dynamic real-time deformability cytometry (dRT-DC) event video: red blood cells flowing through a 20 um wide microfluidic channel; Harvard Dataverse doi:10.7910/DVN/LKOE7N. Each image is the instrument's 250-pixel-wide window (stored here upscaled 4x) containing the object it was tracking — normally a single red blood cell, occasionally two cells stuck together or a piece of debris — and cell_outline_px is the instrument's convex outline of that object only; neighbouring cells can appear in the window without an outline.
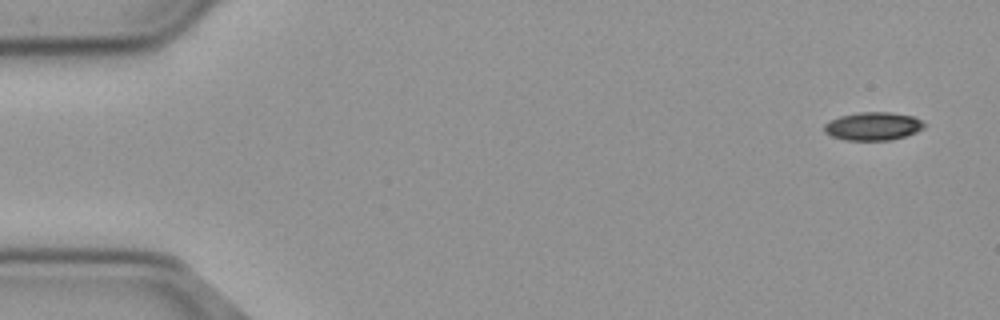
{"species": "common noctule bat (a hibernating species)", "species_latin": "Nyctalus noctula", "temperature_condition": "cold", "stored_images_in_passage": 54, "camera_frame_rate_fps": 3000, "um_per_image_px": 0.085, "animal": {"sex": "male", "body_mass_g": 23.1, "forearm_length_mm": 52.7}, "frame": {"image": 1, "passage_image": 1, "time_ms": 0.0, "image_size_px": [1000, 320], "cell_outline_px": [[924, 128], [916, 132], [892, 140], [848, 140], [832, 136], [824, 132], [824, 124], [828, 120], [840, 116], [860, 112], [892, 112], [912, 116], [920, 120], [924, 124]], "centroid_in_image_um": [74.18, 10.72], "position_along_channel_um": 10.8, "area_um2": 16.36}}
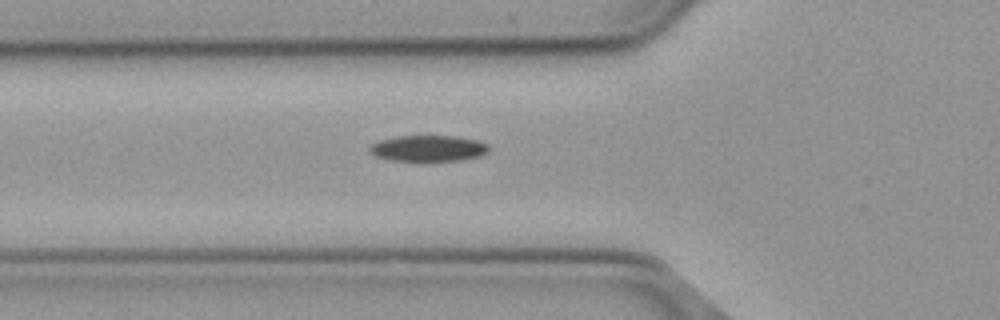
{"frame": {"image": 2, "passage_image": 18, "time_ms": 5.667, "image_size_px": [1000, 320], "cell_outline_px": [[488, 148], [480, 156], [460, 160], [392, 160], [376, 156], [368, 148], [372, 144], [380, 140], [396, 136], [456, 136], [476, 140], [488, 144]], "centroid_in_image_um": [36.39, 12.59], "position_along_channel_um": 89.4, "area_um2": 17.69}}
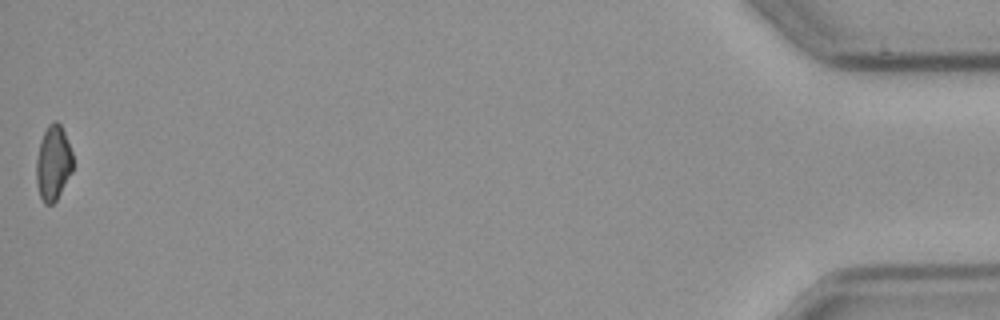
{"frame": {"image": 3, "passage_image": 54, "time_ms": 17.667, "image_size_px": [1000, 320], "cell_outline_px": [[72, 172], [56, 200], [52, 204], [44, 204], [40, 196], [36, 180], [36, 160], [40, 140], [48, 124], [52, 120], [56, 120], [60, 124], [64, 132], [72, 152]], "centroid_in_image_um": [4.51, 13.83], "position_along_channel_um": 430.7, "area_um2": 15.95}}